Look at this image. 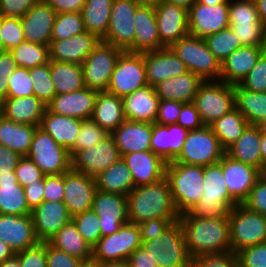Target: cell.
Wrapping results in <instances>:
<instances>
[{"instance_id": "cell-1", "label": "cell", "mask_w": 266, "mask_h": 267, "mask_svg": "<svg viewBox=\"0 0 266 267\" xmlns=\"http://www.w3.org/2000/svg\"><path fill=\"white\" fill-rule=\"evenodd\" d=\"M178 221L182 225L191 258L232 251L228 217L201 218L186 212L180 214Z\"/></svg>"}, {"instance_id": "cell-2", "label": "cell", "mask_w": 266, "mask_h": 267, "mask_svg": "<svg viewBox=\"0 0 266 267\" xmlns=\"http://www.w3.org/2000/svg\"><path fill=\"white\" fill-rule=\"evenodd\" d=\"M127 216L138 225L154 218H179L166 177L134 187L127 195Z\"/></svg>"}, {"instance_id": "cell-3", "label": "cell", "mask_w": 266, "mask_h": 267, "mask_svg": "<svg viewBox=\"0 0 266 267\" xmlns=\"http://www.w3.org/2000/svg\"><path fill=\"white\" fill-rule=\"evenodd\" d=\"M203 193L190 213L201 218L229 217L239 204L229 193L223 176V157L220 162L203 167Z\"/></svg>"}, {"instance_id": "cell-4", "label": "cell", "mask_w": 266, "mask_h": 267, "mask_svg": "<svg viewBox=\"0 0 266 267\" xmlns=\"http://www.w3.org/2000/svg\"><path fill=\"white\" fill-rule=\"evenodd\" d=\"M165 177L178 213L190 212L203 193V166L170 161L166 163Z\"/></svg>"}, {"instance_id": "cell-5", "label": "cell", "mask_w": 266, "mask_h": 267, "mask_svg": "<svg viewBox=\"0 0 266 267\" xmlns=\"http://www.w3.org/2000/svg\"><path fill=\"white\" fill-rule=\"evenodd\" d=\"M141 246L159 267H190L191 257L179 221H175L161 235L142 242Z\"/></svg>"}, {"instance_id": "cell-6", "label": "cell", "mask_w": 266, "mask_h": 267, "mask_svg": "<svg viewBox=\"0 0 266 267\" xmlns=\"http://www.w3.org/2000/svg\"><path fill=\"white\" fill-rule=\"evenodd\" d=\"M169 48L184 62L188 71L203 81H220L221 63L208 49L204 38L187 35Z\"/></svg>"}, {"instance_id": "cell-7", "label": "cell", "mask_w": 266, "mask_h": 267, "mask_svg": "<svg viewBox=\"0 0 266 267\" xmlns=\"http://www.w3.org/2000/svg\"><path fill=\"white\" fill-rule=\"evenodd\" d=\"M232 252L266 243V216L247 209L242 204L234 206L229 214Z\"/></svg>"}, {"instance_id": "cell-8", "label": "cell", "mask_w": 266, "mask_h": 267, "mask_svg": "<svg viewBox=\"0 0 266 267\" xmlns=\"http://www.w3.org/2000/svg\"><path fill=\"white\" fill-rule=\"evenodd\" d=\"M193 103L203 124L209 126L236 107L234 85L223 81H204Z\"/></svg>"}, {"instance_id": "cell-9", "label": "cell", "mask_w": 266, "mask_h": 267, "mask_svg": "<svg viewBox=\"0 0 266 267\" xmlns=\"http://www.w3.org/2000/svg\"><path fill=\"white\" fill-rule=\"evenodd\" d=\"M229 27L242 46L266 47V28L253 0H230Z\"/></svg>"}, {"instance_id": "cell-10", "label": "cell", "mask_w": 266, "mask_h": 267, "mask_svg": "<svg viewBox=\"0 0 266 267\" xmlns=\"http://www.w3.org/2000/svg\"><path fill=\"white\" fill-rule=\"evenodd\" d=\"M225 150L210 126L188 131L180 155L174 160L182 164L207 166L221 161Z\"/></svg>"}, {"instance_id": "cell-11", "label": "cell", "mask_w": 266, "mask_h": 267, "mask_svg": "<svg viewBox=\"0 0 266 267\" xmlns=\"http://www.w3.org/2000/svg\"><path fill=\"white\" fill-rule=\"evenodd\" d=\"M45 175H59L71 169V156L50 134L36 128L27 156Z\"/></svg>"}, {"instance_id": "cell-12", "label": "cell", "mask_w": 266, "mask_h": 267, "mask_svg": "<svg viewBox=\"0 0 266 267\" xmlns=\"http://www.w3.org/2000/svg\"><path fill=\"white\" fill-rule=\"evenodd\" d=\"M148 85L143 53L122 52L115 64L106 92L123 98Z\"/></svg>"}, {"instance_id": "cell-13", "label": "cell", "mask_w": 266, "mask_h": 267, "mask_svg": "<svg viewBox=\"0 0 266 267\" xmlns=\"http://www.w3.org/2000/svg\"><path fill=\"white\" fill-rule=\"evenodd\" d=\"M140 4L137 0H113L109 27L101 41L134 53V15Z\"/></svg>"}, {"instance_id": "cell-14", "label": "cell", "mask_w": 266, "mask_h": 267, "mask_svg": "<svg viewBox=\"0 0 266 267\" xmlns=\"http://www.w3.org/2000/svg\"><path fill=\"white\" fill-rule=\"evenodd\" d=\"M123 51L100 41L83 61L84 85L98 92L106 91L119 55Z\"/></svg>"}, {"instance_id": "cell-15", "label": "cell", "mask_w": 266, "mask_h": 267, "mask_svg": "<svg viewBox=\"0 0 266 267\" xmlns=\"http://www.w3.org/2000/svg\"><path fill=\"white\" fill-rule=\"evenodd\" d=\"M141 245L138 224L128 222L117 232L101 237L92 248V258L100 262L124 261Z\"/></svg>"}, {"instance_id": "cell-16", "label": "cell", "mask_w": 266, "mask_h": 267, "mask_svg": "<svg viewBox=\"0 0 266 267\" xmlns=\"http://www.w3.org/2000/svg\"><path fill=\"white\" fill-rule=\"evenodd\" d=\"M121 155L111 134L93 147L80 150L71 157V169L96 177L115 164Z\"/></svg>"}, {"instance_id": "cell-17", "label": "cell", "mask_w": 266, "mask_h": 267, "mask_svg": "<svg viewBox=\"0 0 266 267\" xmlns=\"http://www.w3.org/2000/svg\"><path fill=\"white\" fill-rule=\"evenodd\" d=\"M92 209L99 217L101 236L117 232L128 223L127 196L96 190Z\"/></svg>"}, {"instance_id": "cell-18", "label": "cell", "mask_w": 266, "mask_h": 267, "mask_svg": "<svg viewBox=\"0 0 266 267\" xmlns=\"http://www.w3.org/2000/svg\"><path fill=\"white\" fill-rule=\"evenodd\" d=\"M229 4L195 2L188 10L189 35L205 38L229 27Z\"/></svg>"}, {"instance_id": "cell-19", "label": "cell", "mask_w": 266, "mask_h": 267, "mask_svg": "<svg viewBox=\"0 0 266 267\" xmlns=\"http://www.w3.org/2000/svg\"><path fill=\"white\" fill-rule=\"evenodd\" d=\"M95 177L70 169L64 173V198L71 216L92 209L96 192Z\"/></svg>"}, {"instance_id": "cell-20", "label": "cell", "mask_w": 266, "mask_h": 267, "mask_svg": "<svg viewBox=\"0 0 266 267\" xmlns=\"http://www.w3.org/2000/svg\"><path fill=\"white\" fill-rule=\"evenodd\" d=\"M160 41L170 47L179 39L189 35L188 10L186 8L162 2L154 3Z\"/></svg>"}, {"instance_id": "cell-21", "label": "cell", "mask_w": 266, "mask_h": 267, "mask_svg": "<svg viewBox=\"0 0 266 267\" xmlns=\"http://www.w3.org/2000/svg\"><path fill=\"white\" fill-rule=\"evenodd\" d=\"M56 14L44 0H38L20 18L25 41L49 46Z\"/></svg>"}, {"instance_id": "cell-22", "label": "cell", "mask_w": 266, "mask_h": 267, "mask_svg": "<svg viewBox=\"0 0 266 267\" xmlns=\"http://www.w3.org/2000/svg\"><path fill=\"white\" fill-rule=\"evenodd\" d=\"M0 239L16 254L37 245L32 215L0 214Z\"/></svg>"}, {"instance_id": "cell-23", "label": "cell", "mask_w": 266, "mask_h": 267, "mask_svg": "<svg viewBox=\"0 0 266 267\" xmlns=\"http://www.w3.org/2000/svg\"><path fill=\"white\" fill-rule=\"evenodd\" d=\"M35 234L40 242H48L65 224L72 220L63 201H43L32 210Z\"/></svg>"}, {"instance_id": "cell-24", "label": "cell", "mask_w": 266, "mask_h": 267, "mask_svg": "<svg viewBox=\"0 0 266 267\" xmlns=\"http://www.w3.org/2000/svg\"><path fill=\"white\" fill-rule=\"evenodd\" d=\"M143 55L147 82L152 87L188 71L184 62L169 47L144 52Z\"/></svg>"}, {"instance_id": "cell-25", "label": "cell", "mask_w": 266, "mask_h": 267, "mask_svg": "<svg viewBox=\"0 0 266 267\" xmlns=\"http://www.w3.org/2000/svg\"><path fill=\"white\" fill-rule=\"evenodd\" d=\"M129 168L134 185H147L165 177L166 163L151 150L126 153L121 156Z\"/></svg>"}, {"instance_id": "cell-26", "label": "cell", "mask_w": 266, "mask_h": 267, "mask_svg": "<svg viewBox=\"0 0 266 267\" xmlns=\"http://www.w3.org/2000/svg\"><path fill=\"white\" fill-rule=\"evenodd\" d=\"M134 53L166 48L160 41L154 3H141L134 15Z\"/></svg>"}, {"instance_id": "cell-27", "label": "cell", "mask_w": 266, "mask_h": 267, "mask_svg": "<svg viewBox=\"0 0 266 267\" xmlns=\"http://www.w3.org/2000/svg\"><path fill=\"white\" fill-rule=\"evenodd\" d=\"M98 91L84 87L81 90L55 95L47 105L53 113L76 119H91Z\"/></svg>"}, {"instance_id": "cell-28", "label": "cell", "mask_w": 266, "mask_h": 267, "mask_svg": "<svg viewBox=\"0 0 266 267\" xmlns=\"http://www.w3.org/2000/svg\"><path fill=\"white\" fill-rule=\"evenodd\" d=\"M101 40L87 31L49 45L50 61L82 64Z\"/></svg>"}, {"instance_id": "cell-29", "label": "cell", "mask_w": 266, "mask_h": 267, "mask_svg": "<svg viewBox=\"0 0 266 267\" xmlns=\"http://www.w3.org/2000/svg\"><path fill=\"white\" fill-rule=\"evenodd\" d=\"M261 172L223 155V176L230 195L239 203L247 198Z\"/></svg>"}, {"instance_id": "cell-30", "label": "cell", "mask_w": 266, "mask_h": 267, "mask_svg": "<svg viewBox=\"0 0 266 267\" xmlns=\"http://www.w3.org/2000/svg\"><path fill=\"white\" fill-rule=\"evenodd\" d=\"M122 101L126 120L155 123L160 102L155 87L146 85L124 96Z\"/></svg>"}, {"instance_id": "cell-31", "label": "cell", "mask_w": 266, "mask_h": 267, "mask_svg": "<svg viewBox=\"0 0 266 267\" xmlns=\"http://www.w3.org/2000/svg\"><path fill=\"white\" fill-rule=\"evenodd\" d=\"M188 130L176 124H152L151 151L165 162L174 161L181 153Z\"/></svg>"}, {"instance_id": "cell-32", "label": "cell", "mask_w": 266, "mask_h": 267, "mask_svg": "<svg viewBox=\"0 0 266 267\" xmlns=\"http://www.w3.org/2000/svg\"><path fill=\"white\" fill-rule=\"evenodd\" d=\"M266 47L241 46L234 50L222 63L220 81L237 85L246 77L256 64Z\"/></svg>"}, {"instance_id": "cell-33", "label": "cell", "mask_w": 266, "mask_h": 267, "mask_svg": "<svg viewBox=\"0 0 266 267\" xmlns=\"http://www.w3.org/2000/svg\"><path fill=\"white\" fill-rule=\"evenodd\" d=\"M46 104L36 96L4 98L0 102V114L19 124L40 126Z\"/></svg>"}, {"instance_id": "cell-34", "label": "cell", "mask_w": 266, "mask_h": 267, "mask_svg": "<svg viewBox=\"0 0 266 267\" xmlns=\"http://www.w3.org/2000/svg\"><path fill=\"white\" fill-rule=\"evenodd\" d=\"M120 155L151 150L152 124L125 120L112 133Z\"/></svg>"}, {"instance_id": "cell-35", "label": "cell", "mask_w": 266, "mask_h": 267, "mask_svg": "<svg viewBox=\"0 0 266 267\" xmlns=\"http://www.w3.org/2000/svg\"><path fill=\"white\" fill-rule=\"evenodd\" d=\"M260 138L261 126L249 124L239 139L225 150V154L262 172Z\"/></svg>"}, {"instance_id": "cell-36", "label": "cell", "mask_w": 266, "mask_h": 267, "mask_svg": "<svg viewBox=\"0 0 266 267\" xmlns=\"http://www.w3.org/2000/svg\"><path fill=\"white\" fill-rule=\"evenodd\" d=\"M203 82L198 75L187 71L158 83L155 90L160 99L191 103Z\"/></svg>"}, {"instance_id": "cell-37", "label": "cell", "mask_w": 266, "mask_h": 267, "mask_svg": "<svg viewBox=\"0 0 266 267\" xmlns=\"http://www.w3.org/2000/svg\"><path fill=\"white\" fill-rule=\"evenodd\" d=\"M81 122V119L59 115L46 109L39 127L69 151L80 132Z\"/></svg>"}, {"instance_id": "cell-38", "label": "cell", "mask_w": 266, "mask_h": 267, "mask_svg": "<svg viewBox=\"0 0 266 267\" xmlns=\"http://www.w3.org/2000/svg\"><path fill=\"white\" fill-rule=\"evenodd\" d=\"M91 119L111 134L126 120L122 98L106 91L98 92Z\"/></svg>"}, {"instance_id": "cell-39", "label": "cell", "mask_w": 266, "mask_h": 267, "mask_svg": "<svg viewBox=\"0 0 266 267\" xmlns=\"http://www.w3.org/2000/svg\"><path fill=\"white\" fill-rule=\"evenodd\" d=\"M31 213L24 187L17 182L15 172L0 173V214L23 216Z\"/></svg>"}, {"instance_id": "cell-40", "label": "cell", "mask_w": 266, "mask_h": 267, "mask_svg": "<svg viewBox=\"0 0 266 267\" xmlns=\"http://www.w3.org/2000/svg\"><path fill=\"white\" fill-rule=\"evenodd\" d=\"M37 127L16 123L0 114V144L21 157L27 156Z\"/></svg>"}, {"instance_id": "cell-41", "label": "cell", "mask_w": 266, "mask_h": 267, "mask_svg": "<svg viewBox=\"0 0 266 267\" xmlns=\"http://www.w3.org/2000/svg\"><path fill=\"white\" fill-rule=\"evenodd\" d=\"M99 191L127 196L135 187L132 174L122 158L96 177Z\"/></svg>"}, {"instance_id": "cell-42", "label": "cell", "mask_w": 266, "mask_h": 267, "mask_svg": "<svg viewBox=\"0 0 266 267\" xmlns=\"http://www.w3.org/2000/svg\"><path fill=\"white\" fill-rule=\"evenodd\" d=\"M235 106L249 124L261 126L266 121V92H254L234 85Z\"/></svg>"}, {"instance_id": "cell-43", "label": "cell", "mask_w": 266, "mask_h": 267, "mask_svg": "<svg viewBox=\"0 0 266 267\" xmlns=\"http://www.w3.org/2000/svg\"><path fill=\"white\" fill-rule=\"evenodd\" d=\"M48 243L80 260L92 258V248L78 233L76 225L71 220L65 224Z\"/></svg>"}, {"instance_id": "cell-44", "label": "cell", "mask_w": 266, "mask_h": 267, "mask_svg": "<svg viewBox=\"0 0 266 267\" xmlns=\"http://www.w3.org/2000/svg\"><path fill=\"white\" fill-rule=\"evenodd\" d=\"M50 73L56 95L75 92L85 87L81 64L50 61Z\"/></svg>"}, {"instance_id": "cell-45", "label": "cell", "mask_w": 266, "mask_h": 267, "mask_svg": "<svg viewBox=\"0 0 266 267\" xmlns=\"http://www.w3.org/2000/svg\"><path fill=\"white\" fill-rule=\"evenodd\" d=\"M112 4L113 0H85L81 12L85 30L100 40L108 30Z\"/></svg>"}, {"instance_id": "cell-46", "label": "cell", "mask_w": 266, "mask_h": 267, "mask_svg": "<svg viewBox=\"0 0 266 267\" xmlns=\"http://www.w3.org/2000/svg\"><path fill=\"white\" fill-rule=\"evenodd\" d=\"M248 125L249 122L235 107L221 118L215 120L209 126L213 133L218 137L221 147L226 150L239 139Z\"/></svg>"}, {"instance_id": "cell-47", "label": "cell", "mask_w": 266, "mask_h": 267, "mask_svg": "<svg viewBox=\"0 0 266 267\" xmlns=\"http://www.w3.org/2000/svg\"><path fill=\"white\" fill-rule=\"evenodd\" d=\"M17 66L34 68L50 62L49 46L23 41L10 50Z\"/></svg>"}, {"instance_id": "cell-48", "label": "cell", "mask_w": 266, "mask_h": 267, "mask_svg": "<svg viewBox=\"0 0 266 267\" xmlns=\"http://www.w3.org/2000/svg\"><path fill=\"white\" fill-rule=\"evenodd\" d=\"M204 41L220 63L242 46L230 27L205 37Z\"/></svg>"}, {"instance_id": "cell-49", "label": "cell", "mask_w": 266, "mask_h": 267, "mask_svg": "<svg viewBox=\"0 0 266 267\" xmlns=\"http://www.w3.org/2000/svg\"><path fill=\"white\" fill-rule=\"evenodd\" d=\"M82 13H57L52 27L51 41H60L85 32Z\"/></svg>"}, {"instance_id": "cell-50", "label": "cell", "mask_w": 266, "mask_h": 267, "mask_svg": "<svg viewBox=\"0 0 266 267\" xmlns=\"http://www.w3.org/2000/svg\"><path fill=\"white\" fill-rule=\"evenodd\" d=\"M30 76L33 79L34 96L47 106L56 95L51 79L50 62L30 68Z\"/></svg>"}, {"instance_id": "cell-51", "label": "cell", "mask_w": 266, "mask_h": 267, "mask_svg": "<svg viewBox=\"0 0 266 267\" xmlns=\"http://www.w3.org/2000/svg\"><path fill=\"white\" fill-rule=\"evenodd\" d=\"M72 221L76 225L78 233L93 248L100 240L101 230L99 217L93 209L72 216Z\"/></svg>"}, {"instance_id": "cell-52", "label": "cell", "mask_w": 266, "mask_h": 267, "mask_svg": "<svg viewBox=\"0 0 266 267\" xmlns=\"http://www.w3.org/2000/svg\"><path fill=\"white\" fill-rule=\"evenodd\" d=\"M107 133L92 119L82 120L81 129L76 137L74 146L69 150L70 156L72 157L76 152L93 147L97 143H100Z\"/></svg>"}, {"instance_id": "cell-53", "label": "cell", "mask_w": 266, "mask_h": 267, "mask_svg": "<svg viewBox=\"0 0 266 267\" xmlns=\"http://www.w3.org/2000/svg\"><path fill=\"white\" fill-rule=\"evenodd\" d=\"M8 92L6 98H19L34 95L33 79L30 76V69L17 67L9 76Z\"/></svg>"}, {"instance_id": "cell-54", "label": "cell", "mask_w": 266, "mask_h": 267, "mask_svg": "<svg viewBox=\"0 0 266 267\" xmlns=\"http://www.w3.org/2000/svg\"><path fill=\"white\" fill-rule=\"evenodd\" d=\"M190 267H240V263L237 254L230 251L195 256Z\"/></svg>"}, {"instance_id": "cell-55", "label": "cell", "mask_w": 266, "mask_h": 267, "mask_svg": "<svg viewBox=\"0 0 266 267\" xmlns=\"http://www.w3.org/2000/svg\"><path fill=\"white\" fill-rule=\"evenodd\" d=\"M0 35L6 51H10L25 41L19 17L2 16Z\"/></svg>"}, {"instance_id": "cell-56", "label": "cell", "mask_w": 266, "mask_h": 267, "mask_svg": "<svg viewBox=\"0 0 266 267\" xmlns=\"http://www.w3.org/2000/svg\"><path fill=\"white\" fill-rule=\"evenodd\" d=\"M239 85L250 91L266 92V51Z\"/></svg>"}, {"instance_id": "cell-57", "label": "cell", "mask_w": 266, "mask_h": 267, "mask_svg": "<svg viewBox=\"0 0 266 267\" xmlns=\"http://www.w3.org/2000/svg\"><path fill=\"white\" fill-rule=\"evenodd\" d=\"M242 205L253 212L266 216V179L262 175L257 178Z\"/></svg>"}, {"instance_id": "cell-58", "label": "cell", "mask_w": 266, "mask_h": 267, "mask_svg": "<svg viewBox=\"0 0 266 267\" xmlns=\"http://www.w3.org/2000/svg\"><path fill=\"white\" fill-rule=\"evenodd\" d=\"M17 182L25 187L36 180H44L45 174L28 157L23 156L19 159L14 170Z\"/></svg>"}, {"instance_id": "cell-59", "label": "cell", "mask_w": 266, "mask_h": 267, "mask_svg": "<svg viewBox=\"0 0 266 267\" xmlns=\"http://www.w3.org/2000/svg\"><path fill=\"white\" fill-rule=\"evenodd\" d=\"M16 255L20 267H47L46 242H39Z\"/></svg>"}, {"instance_id": "cell-60", "label": "cell", "mask_w": 266, "mask_h": 267, "mask_svg": "<svg viewBox=\"0 0 266 267\" xmlns=\"http://www.w3.org/2000/svg\"><path fill=\"white\" fill-rule=\"evenodd\" d=\"M237 256L240 267H266V243L246 247Z\"/></svg>"}, {"instance_id": "cell-61", "label": "cell", "mask_w": 266, "mask_h": 267, "mask_svg": "<svg viewBox=\"0 0 266 267\" xmlns=\"http://www.w3.org/2000/svg\"><path fill=\"white\" fill-rule=\"evenodd\" d=\"M179 218H154L139 224L141 242L153 239L164 233Z\"/></svg>"}, {"instance_id": "cell-62", "label": "cell", "mask_w": 266, "mask_h": 267, "mask_svg": "<svg viewBox=\"0 0 266 267\" xmlns=\"http://www.w3.org/2000/svg\"><path fill=\"white\" fill-rule=\"evenodd\" d=\"M183 104L175 100L160 99L155 123L160 125L176 124Z\"/></svg>"}, {"instance_id": "cell-63", "label": "cell", "mask_w": 266, "mask_h": 267, "mask_svg": "<svg viewBox=\"0 0 266 267\" xmlns=\"http://www.w3.org/2000/svg\"><path fill=\"white\" fill-rule=\"evenodd\" d=\"M47 267H79L82 260L46 242Z\"/></svg>"}, {"instance_id": "cell-64", "label": "cell", "mask_w": 266, "mask_h": 267, "mask_svg": "<svg viewBox=\"0 0 266 267\" xmlns=\"http://www.w3.org/2000/svg\"><path fill=\"white\" fill-rule=\"evenodd\" d=\"M17 67V63L10 51L0 52V102L7 97L8 79Z\"/></svg>"}, {"instance_id": "cell-65", "label": "cell", "mask_w": 266, "mask_h": 267, "mask_svg": "<svg viewBox=\"0 0 266 267\" xmlns=\"http://www.w3.org/2000/svg\"><path fill=\"white\" fill-rule=\"evenodd\" d=\"M44 200L63 201L64 198V174L45 175L44 177Z\"/></svg>"}, {"instance_id": "cell-66", "label": "cell", "mask_w": 266, "mask_h": 267, "mask_svg": "<svg viewBox=\"0 0 266 267\" xmlns=\"http://www.w3.org/2000/svg\"><path fill=\"white\" fill-rule=\"evenodd\" d=\"M177 124L188 131L200 129L204 126L198 110L193 102L184 103L182 105Z\"/></svg>"}, {"instance_id": "cell-67", "label": "cell", "mask_w": 266, "mask_h": 267, "mask_svg": "<svg viewBox=\"0 0 266 267\" xmlns=\"http://www.w3.org/2000/svg\"><path fill=\"white\" fill-rule=\"evenodd\" d=\"M38 0H0V14L4 17H23Z\"/></svg>"}, {"instance_id": "cell-68", "label": "cell", "mask_w": 266, "mask_h": 267, "mask_svg": "<svg viewBox=\"0 0 266 267\" xmlns=\"http://www.w3.org/2000/svg\"><path fill=\"white\" fill-rule=\"evenodd\" d=\"M44 180H36L24 187L28 206L33 210L44 201Z\"/></svg>"}, {"instance_id": "cell-69", "label": "cell", "mask_w": 266, "mask_h": 267, "mask_svg": "<svg viewBox=\"0 0 266 267\" xmlns=\"http://www.w3.org/2000/svg\"><path fill=\"white\" fill-rule=\"evenodd\" d=\"M20 158L18 153L0 144V173L14 172Z\"/></svg>"}, {"instance_id": "cell-70", "label": "cell", "mask_w": 266, "mask_h": 267, "mask_svg": "<svg viewBox=\"0 0 266 267\" xmlns=\"http://www.w3.org/2000/svg\"><path fill=\"white\" fill-rule=\"evenodd\" d=\"M56 13H81L85 0H44Z\"/></svg>"}, {"instance_id": "cell-71", "label": "cell", "mask_w": 266, "mask_h": 267, "mask_svg": "<svg viewBox=\"0 0 266 267\" xmlns=\"http://www.w3.org/2000/svg\"><path fill=\"white\" fill-rule=\"evenodd\" d=\"M127 262L129 267H159L142 246L127 258Z\"/></svg>"}, {"instance_id": "cell-72", "label": "cell", "mask_w": 266, "mask_h": 267, "mask_svg": "<svg viewBox=\"0 0 266 267\" xmlns=\"http://www.w3.org/2000/svg\"><path fill=\"white\" fill-rule=\"evenodd\" d=\"M253 1L255 3L259 19L266 28V0H253Z\"/></svg>"}, {"instance_id": "cell-73", "label": "cell", "mask_w": 266, "mask_h": 267, "mask_svg": "<svg viewBox=\"0 0 266 267\" xmlns=\"http://www.w3.org/2000/svg\"><path fill=\"white\" fill-rule=\"evenodd\" d=\"M14 255L15 253L9 247V245L0 239V263L5 261L6 259L13 257Z\"/></svg>"}, {"instance_id": "cell-74", "label": "cell", "mask_w": 266, "mask_h": 267, "mask_svg": "<svg viewBox=\"0 0 266 267\" xmlns=\"http://www.w3.org/2000/svg\"><path fill=\"white\" fill-rule=\"evenodd\" d=\"M260 149L262 158V170L266 165V131L261 129Z\"/></svg>"}, {"instance_id": "cell-75", "label": "cell", "mask_w": 266, "mask_h": 267, "mask_svg": "<svg viewBox=\"0 0 266 267\" xmlns=\"http://www.w3.org/2000/svg\"><path fill=\"white\" fill-rule=\"evenodd\" d=\"M162 2L174 4L189 10L196 0H160Z\"/></svg>"}, {"instance_id": "cell-76", "label": "cell", "mask_w": 266, "mask_h": 267, "mask_svg": "<svg viewBox=\"0 0 266 267\" xmlns=\"http://www.w3.org/2000/svg\"><path fill=\"white\" fill-rule=\"evenodd\" d=\"M0 267H20L19 258L15 254L13 257L0 263Z\"/></svg>"}, {"instance_id": "cell-77", "label": "cell", "mask_w": 266, "mask_h": 267, "mask_svg": "<svg viewBox=\"0 0 266 267\" xmlns=\"http://www.w3.org/2000/svg\"><path fill=\"white\" fill-rule=\"evenodd\" d=\"M101 267H129L127 260L101 262Z\"/></svg>"}, {"instance_id": "cell-78", "label": "cell", "mask_w": 266, "mask_h": 267, "mask_svg": "<svg viewBox=\"0 0 266 267\" xmlns=\"http://www.w3.org/2000/svg\"><path fill=\"white\" fill-rule=\"evenodd\" d=\"M79 267H101V262L93 258L82 260Z\"/></svg>"}, {"instance_id": "cell-79", "label": "cell", "mask_w": 266, "mask_h": 267, "mask_svg": "<svg viewBox=\"0 0 266 267\" xmlns=\"http://www.w3.org/2000/svg\"><path fill=\"white\" fill-rule=\"evenodd\" d=\"M204 5L229 4L230 0H196Z\"/></svg>"}, {"instance_id": "cell-80", "label": "cell", "mask_w": 266, "mask_h": 267, "mask_svg": "<svg viewBox=\"0 0 266 267\" xmlns=\"http://www.w3.org/2000/svg\"><path fill=\"white\" fill-rule=\"evenodd\" d=\"M1 25H2V15L0 14V28H1ZM4 51H6V49L4 48V43L0 35V52H4Z\"/></svg>"}]
</instances>
